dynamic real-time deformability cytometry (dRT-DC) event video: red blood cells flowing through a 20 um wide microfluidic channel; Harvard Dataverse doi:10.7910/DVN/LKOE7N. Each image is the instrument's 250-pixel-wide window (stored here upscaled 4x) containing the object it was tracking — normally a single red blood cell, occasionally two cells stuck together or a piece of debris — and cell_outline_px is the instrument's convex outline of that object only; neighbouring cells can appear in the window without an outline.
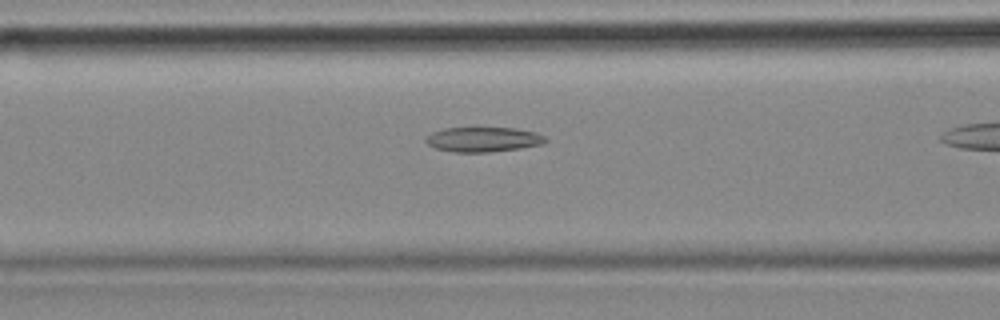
{"species": "common noctule bat (a hibernating species)", "species_latin": "Nyctalus noctula", "temperature_condition": "cold", "stored_images_in_passage": 26, "camera_frame_rate_fps": 3000, "um_per_image_px": 0.085, "animal": {"sex": "female", "body_mass_g": 18.4}, "frame": {"image": 1, "passage_image": 15, "time_ms": 4.667, "image_size_px": [1000, 320], "cell_outline_px": [[548, 140], [544, 144], [520, 148], [488, 152], [452, 152], [436, 148], [428, 144], [424, 140], [424, 136], [432, 132], [444, 128], [516, 128], [536, 132], [544, 136]], "centroid_in_image_um": [41.06, 11.85], "position_along_channel_um": 125.5, "area_um2": 17.4}}